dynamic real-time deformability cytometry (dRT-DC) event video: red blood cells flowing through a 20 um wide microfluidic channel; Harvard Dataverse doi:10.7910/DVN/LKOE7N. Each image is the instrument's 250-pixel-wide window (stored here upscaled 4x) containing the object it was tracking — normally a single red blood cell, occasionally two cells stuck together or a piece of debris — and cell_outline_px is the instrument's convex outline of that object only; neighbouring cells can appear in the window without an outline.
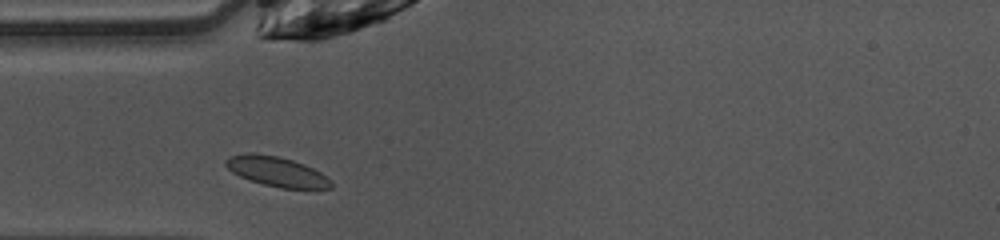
{"species": "common noctule bat (a hibernating species)", "species_latin": "Nyctalus noctula", "temperature_condition": "warm", "stored_images_in_passage": 23, "camera_frame_rate_fps": 3000, "um_per_image_px": 0.085, "animal": {"sex": "female", "body_mass_g": 10.0, "forearm_length_mm": 53.1}, "frame": {"image": 1, "passage_image": 1, "time_ms": 0.0, "image_size_px": [1000, 240], "cell_outline_px": [[332, 188], [280, 188], [264, 184], [240, 176], [232, 172], [224, 164], [224, 160], [228, 156], [244, 152], [256, 152], [280, 156], [304, 164], [320, 172], [332, 180]], "centroid_in_image_um": [23.48, 14.55], "position_along_channel_um": 61.5, "area_um2": 18.44}}
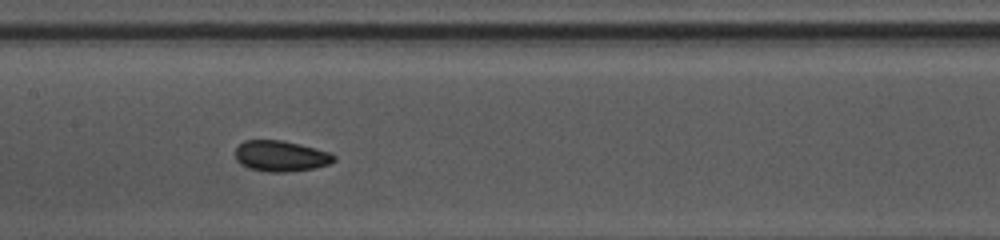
{"frame": {"image": 2, "passage_image": 10, "time_ms": 3.0, "image_size_px": [1000, 240], "cell_outline_px": [[336, 160], [328, 164], [316, 168], [288, 172], [268, 172], [248, 168], [240, 164], [236, 160], [236, 148], [244, 140], [280, 140], [300, 144], [328, 152], [336, 156]], "centroid_in_image_um": [23.86, 13.27], "position_along_channel_um": 183.5, "area_um2": 17.74}}
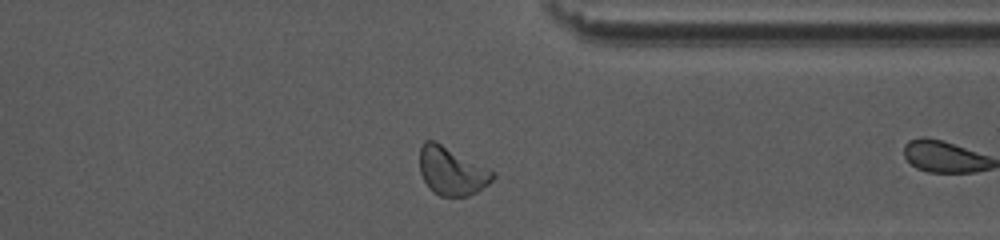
{"frame": {"image": 3, "passage_image": 21, "time_ms": 6.667, "image_size_px": [1000, 240], "cell_outline_px": [[496, 176], [488, 184], [476, 192], [468, 196], [440, 196], [432, 192], [424, 180], [420, 172], [420, 148], [424, 140], [436, 140], [496, 172]], "centroid_in_image_um": [38.4, 14.52], "position_along_channel_um": 373.0, "area_um2": 20.69}}